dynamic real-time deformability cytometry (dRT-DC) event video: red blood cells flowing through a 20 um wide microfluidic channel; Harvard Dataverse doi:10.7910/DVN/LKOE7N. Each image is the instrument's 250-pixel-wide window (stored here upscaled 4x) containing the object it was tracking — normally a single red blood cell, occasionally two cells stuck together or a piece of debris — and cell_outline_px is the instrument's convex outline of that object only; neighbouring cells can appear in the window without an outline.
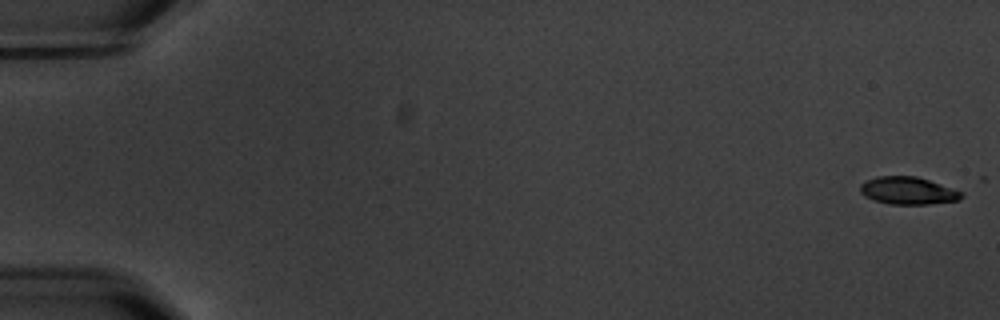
{"species": "common noctule bat (a hibernating species)", "species_latin": "Nyctalus noctula", "temperature_condition": "warm", "stored_images_in_passage": 6, "camera_frame_rate_fps": 3000, "um_per_image_px": 0.085, "animal": {"sex": "male", "body_mass_g": 20.1, "forearm_length_mm": 53.5}, "frame": {"image": 1, "passage_image": 1, "time_ms": 0.0, "image_size_px": [1000, 320], "cell_outline_px": [[964, 196], [960, 200], [928, 204], [888, 204], [864, 196], [860, 192], [860, 184], [876, 176], [916, 176], [964, 192]], "centroid_in_image_um": [77.19, 16.21], "position_along_channel_um": 7.8, "area_um2": 16.18}}
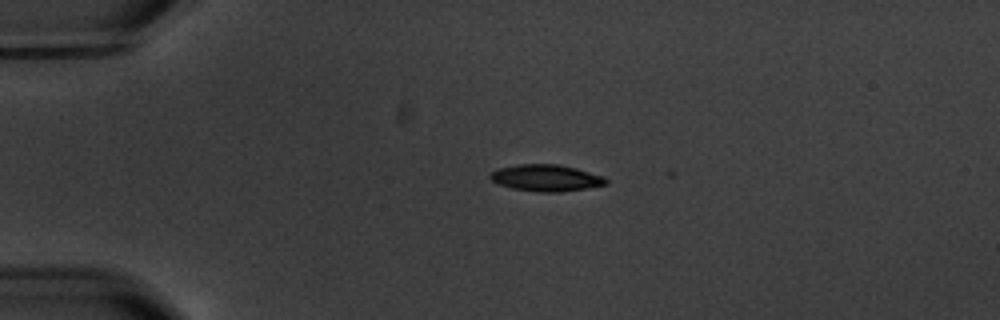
{"frame": {"image": 2, "passage_image": 4, "time_ms": 4.333, "image_size_px": [1000, 320], "cell_outline_px": [[608, 184], [560, 192], [536, 192], [512, 188], [500, 184], [492, 180], [488, 176], [492, 172], [500, 168], [516, 164], [556, 164], [576, 168], [604, 176], [608, 180]], "centroid_in_image_um": [46.43, 15.12], "position_along_channel_um": 38.6, "area_um2": 17.86}}